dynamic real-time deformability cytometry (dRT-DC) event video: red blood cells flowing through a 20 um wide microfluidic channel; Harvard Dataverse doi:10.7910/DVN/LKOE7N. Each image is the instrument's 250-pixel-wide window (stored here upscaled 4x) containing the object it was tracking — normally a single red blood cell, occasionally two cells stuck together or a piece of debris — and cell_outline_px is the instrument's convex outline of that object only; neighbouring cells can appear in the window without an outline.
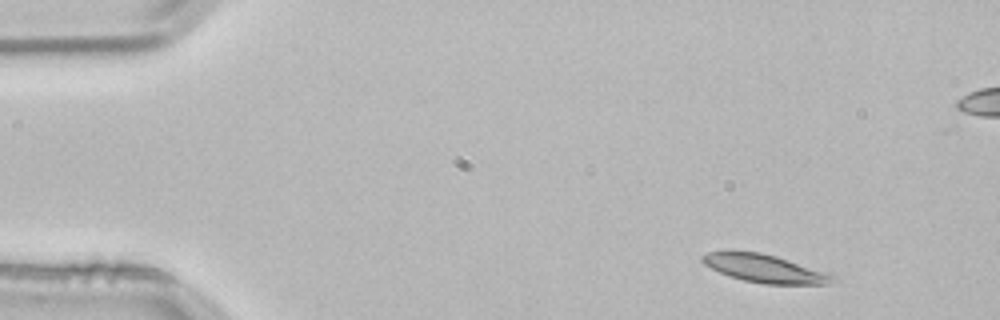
{"species": "common noctule bat (a hibernating species)", "species_latin": "Nyctalus noctula", "temperature_condition": "room temperature", "stored_images_in_passage": 3, "camera_frame_rate_fps": 3000, "um_per_image_px": 0.085, "animal": {"sex": "male", "body_mass_g": 21.5, "forearm_length_mm": 52.0}, "frame": {"image": 1, "passage_image": 1, "time_ms": 0.0, "image_size_px": [1000, 320], "cell_outline_px": [[840, 280], [828, 284], [764, 284], [744, 280], [728, 276], [704, 264], [700, 260], [700, 256], [708, 252], [724, 248], [732, 248], [760, 252], [776, 256], [832, 272]], "centroid_in_image_um": [65.01, 22.78], "position_along_channel_um": 20.0, "area_um2": 22.43}}